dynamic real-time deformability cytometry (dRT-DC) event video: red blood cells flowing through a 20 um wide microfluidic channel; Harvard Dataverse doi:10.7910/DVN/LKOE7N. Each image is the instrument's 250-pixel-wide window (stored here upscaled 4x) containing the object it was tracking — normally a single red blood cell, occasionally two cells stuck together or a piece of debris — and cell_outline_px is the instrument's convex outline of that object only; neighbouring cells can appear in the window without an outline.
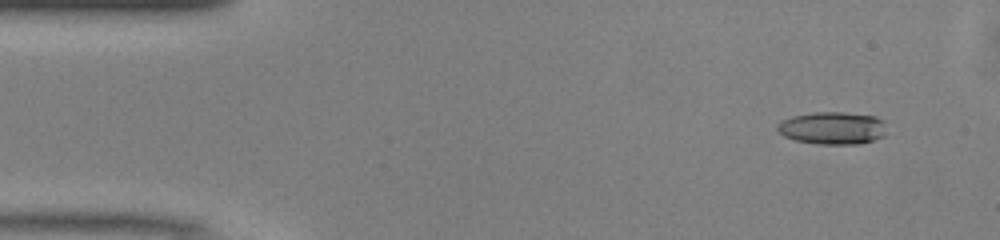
{"species": "common noctule bat (a hibernating species)", "species_latin": "Nyctalus noctula", "temperature_condition": "warm", "stored_images_in_passage": 49, "camera_frame_rate_fps": 3000, "um_per_image_px": 0.085, "animal": {"sex": "male", "body_mass_g": 13.0, "forearm_length_mm": 53.1}, "frame": {"image": 1, "passage_image": 4, "time_ms": 1.0, "image_size_px": [1000, 240], "cell_outline_px": [[884, 136], [860, 144], [816, 144], [796, 140], [784, 136], [776, 128], [776, 124], [780, 120], [792, 116], [816, 112], [844, 112], [876, 116], [884, 120]], "centroid_in_image_um": [70.74, 10.88], "position_along_channel_um": 14.3, "area_um2": 20.81}}
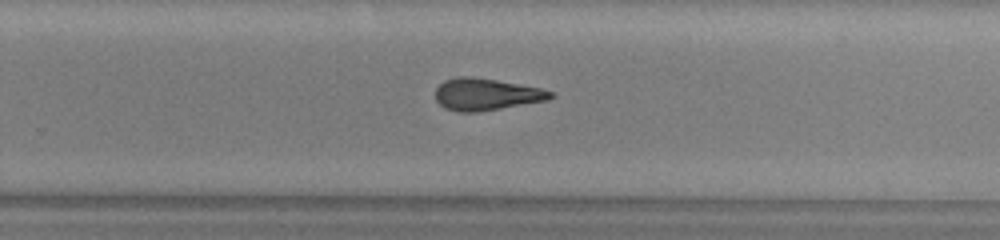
{"frame": {"image": 2, "passage_image": 31, "time_ms": 10.0, "image_size_px": [1000, 240], "cell_outline_px": [[556, 96], [548, 100], [476, 112], [460, 112], [444, 108], [436, 100], [436, 88], [444, 80], [456, 76], [472, 76], [496, 80], [540, 88], [556, 92]], "centroid_in_image_um": [41.33, 8.01], "position_along_channel_um": 288.5, "area_um2": 21.44}}
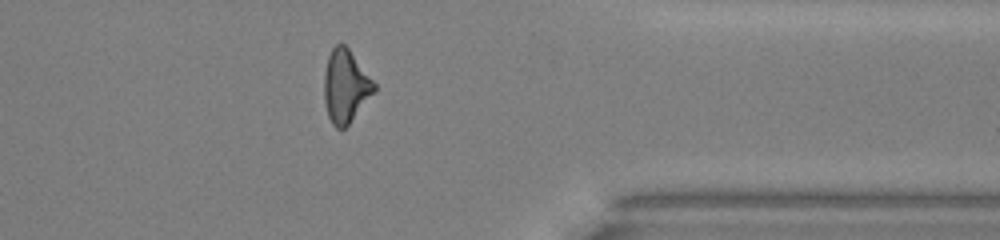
{"frame": {"image": 3, "passage_image": 39, "time_ms": 12.667, "image_size_px": [1000, 240], "cell_outline_px": [[376, 92], [348, 124], [344, 128], [336, 128], [332, 124], [328, 116], [324, 100], [324, 72], [328, 56], [332, 48], [336, 44], [344, 44], [348, 48], [376, 84]], "centroid_in_image_um": [29.37, 7.33], "position_along_channel_um": 382.0, "area_um2": 21.21}, "authors_computed_cell_mechanics": {"area_um2": 21.3282, "velocity_mm_per_s": 4.1301, "shape_relaxation_time_tau1_ms": 8.5104, "shape_relaxation_time_tau2_ms": 3.0477, "deformation_change_tau1": 0.2652, "deformation_change_tau2": 0.1375}}